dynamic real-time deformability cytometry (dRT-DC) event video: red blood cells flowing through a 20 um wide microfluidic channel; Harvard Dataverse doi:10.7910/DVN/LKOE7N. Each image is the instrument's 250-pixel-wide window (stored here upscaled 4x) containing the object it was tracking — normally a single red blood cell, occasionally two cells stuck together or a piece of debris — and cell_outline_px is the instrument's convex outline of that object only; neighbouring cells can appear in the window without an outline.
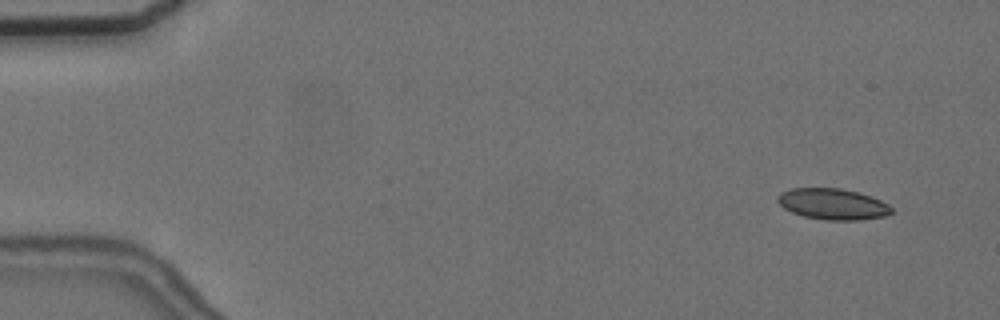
{"species": "common noctule bat (a hibernating species)", "species_latin": "Nyctalus noctula", "temperature_condition": "cold", "stored_images_in_passage": 7, "camera_frame_rate_fps": 3000, "um_per_image_px": 0.085, "animal": {"sex": "female", "body_mass_g": 24.6, "forearm_length_mm": 56.2}, "frame": {"image": 1, "passage_image": 2, "time_ms": 1.0, "image_size_px": [1000, 320], "cell_outline_px": [[892, 212], [884, 216], [856, 220], [828, 220], [804, 216], [792, 212], [784, 208], [776, 200], [776, 196], [780, 192], [792, 188], [840, 188], [856, 192], [880, 200], [888, 204], [892, 208]], "centroid_in_image_um": [70.74, 17.34], "position_along_channel_um": 14.3, "area_um2": 20.4}}